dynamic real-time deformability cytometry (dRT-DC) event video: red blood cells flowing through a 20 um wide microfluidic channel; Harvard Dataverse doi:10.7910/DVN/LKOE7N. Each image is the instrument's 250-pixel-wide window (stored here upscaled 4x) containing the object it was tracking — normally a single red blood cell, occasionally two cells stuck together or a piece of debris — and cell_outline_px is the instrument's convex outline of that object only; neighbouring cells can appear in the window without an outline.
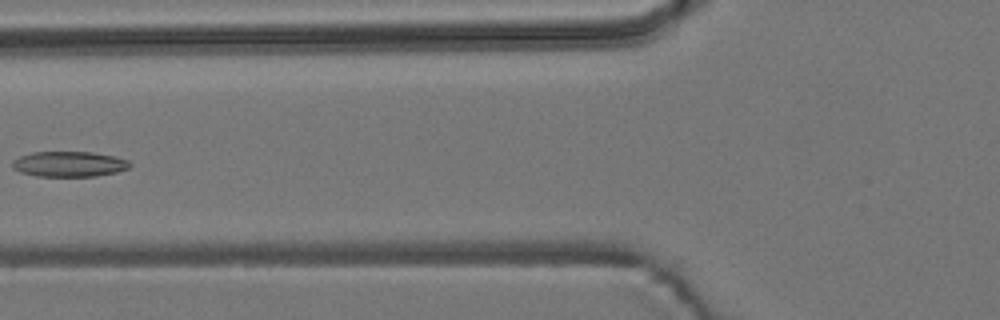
{"species": "common noctule bat (a hibernating species)", "species_latin": "Nyctalus noctula", "temperature_condition": "room temperature", "stored_images_in_passage": 7, "camera_frame_rate_fps": 3000, "um_per_image_px": 0.085, "animal": {"sex": "male", "body_mass_g": 19.2, "forearm_length_mm": 51.8}, "frame": {"image": 1, "passage_image": 6, "time_ms": 1.667, "image_size_px": [1000, 320], "cell_outline_px": [[132, 164], [128, 168], [116, 172], [96, 176], [36, 176], [20, 172], [12, 168], [12, 160], [20, 156], [32, 152], [92, 152], [116, 156], [128, 160]], "centroid_in_image_um": [5.87, 13.94], "position_along_channel_um": 119.9, "area_um2": 17.46}}
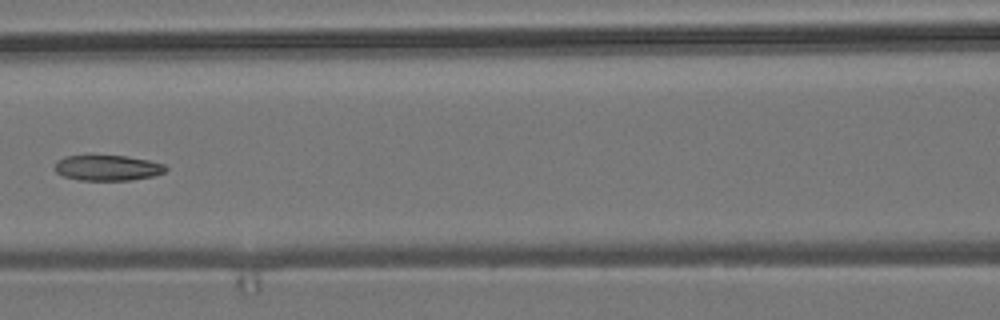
{"frame": {"image": 2, "passage_image": 7, "time_ms": 2.0, "image_size_px": [1000, 320], "cell_outline_px": [[168, 168], [164, 172], [152, 176], [132, 180], [80, 180], [64, 176], [56, 172], [52, 168], [64, 156], [92, 152], [124, 156], [148, 160], [164, 164]], "centroid_in_image_um": [9.08, 14.22], "position_along_channel_um": 157.5, "area_um2": 17.17}}